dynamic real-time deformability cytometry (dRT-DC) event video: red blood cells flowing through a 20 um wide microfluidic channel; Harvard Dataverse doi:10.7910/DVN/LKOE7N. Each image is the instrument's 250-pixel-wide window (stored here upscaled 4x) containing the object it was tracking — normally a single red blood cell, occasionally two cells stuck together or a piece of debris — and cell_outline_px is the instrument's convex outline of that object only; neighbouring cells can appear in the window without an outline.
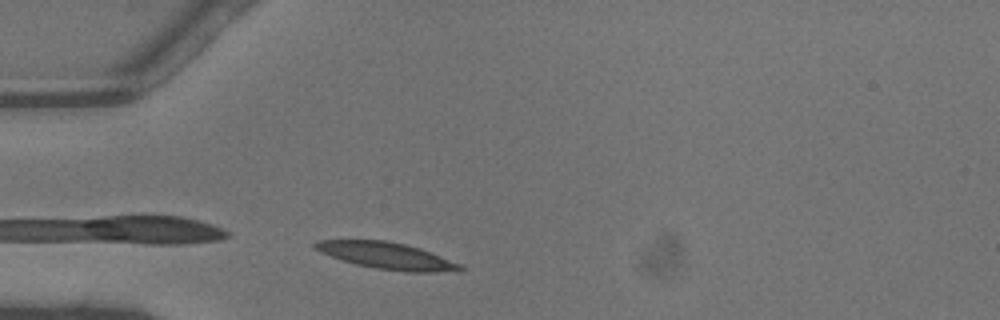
{"species": "common noctule bat (a hibernating species)", "species_latin": "Nyctalus noctula", "temperature_condition": "warm", "stored_images_in_passage": 25, "camera_frame_rate_fps": 3000, "um_per_image_px": 0.085, "animal": {"sex": "male", "body_mass_g": 13.3}, "frame": {"image": 1, "passage_image": 1, "time_ms": 0.0, "image_size_px": [1000, 320], "cell_outline_px": [[464, 268], [460, 272], [408, 272], [376, 268], [356, 264], [320, 252], [312, 248], [312, 244], [316, 240], [384, 240], [404, 244], [420, 248], [460, 264]], "centroid_in_image_um": [32.88, 21.74], "position_along_channel_um": 52.1, "area_um2": 22.43}}
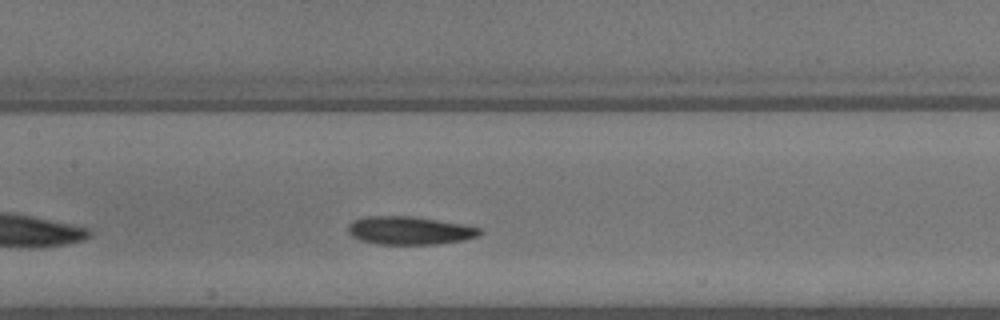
{"frame": {"image": 2, "passage_image": 10, "time_ms": 3.0, "image_size_px": [1000, 320], "cell_outline_px": [[484, 232], [480, 236], [464, 240], [436, 244], [380, 244], [360, 240], [352, 236], [348, 232], [348, 224], [352, 220], [364, 216], [408, 216], [464, 224], [480, 228]], "centroid_in_image_um": [34.82, 19.59], "position_along_channel_um": 172.6, "area_um2": 21.68}}
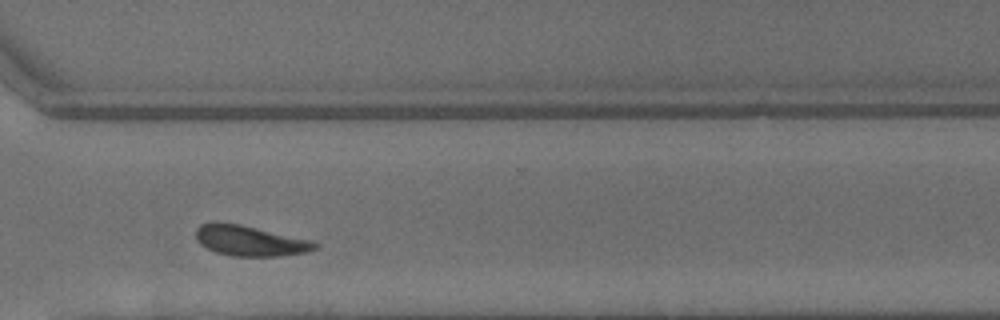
{"frame": {"image": 3, "passage_image": 22, "time_ms": 7.0, "image_size_px": [1000, 320], "cell_outline_px": [[320, 244], [316, 248], [308, 252], [280, 256], [232, 256], [216, 252], [200, 244], [196, 240], [196, 228], [200, 224], [240, 224], [312, 240]], "centroid_in_image_um": [21.3, 20.49], "position_along_channel_um": 349.3, "area_um2": 20.81}, "authors_computed_cell_mechanics": {"area_um2": 21.5594, "velocity_mm_per_s": 4.4379, "shape_relaxation_time_tau1_ms": 2.148, "shape_relaxation_time_tau2_ms": 3.3062, "deformation_change_tau1": 0.1152, "deformation_change_tau2": 0.1139}}